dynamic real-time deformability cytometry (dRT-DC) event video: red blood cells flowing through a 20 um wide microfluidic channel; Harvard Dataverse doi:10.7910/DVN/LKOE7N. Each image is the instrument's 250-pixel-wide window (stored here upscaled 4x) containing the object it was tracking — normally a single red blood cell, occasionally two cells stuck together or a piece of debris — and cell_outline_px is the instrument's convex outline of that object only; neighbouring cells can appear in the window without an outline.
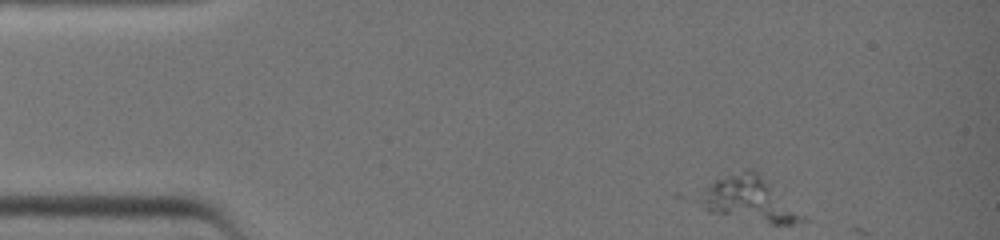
{"species": "common noctule bat (a hibernating species)", "species_latin": "Nyctalus noctula", "temperature_condition": "warm", "stored_images_in_passage": 22, "camera_frame_rate_fps": 3000, "um_per_image_px": 0.085, "animal": {"sex": "female", "body_mass_g": 19.0, "forearm_length_mm": 51.5}, "frame": {"image": 1, "passage_image": 1, "time_ms": 0.0, "image_size_px": [1000, 240], "cell_outline_px": [[804, 220], [792, 224], [772, 224], [708, 212], [708, 188], [716, 180], [744, 168], [752, 168], [804, 216]], "centroid_in_image_um": [63.81, 16.95], "position_along_channel_um": 21.2, "area_um2": 24.74}}